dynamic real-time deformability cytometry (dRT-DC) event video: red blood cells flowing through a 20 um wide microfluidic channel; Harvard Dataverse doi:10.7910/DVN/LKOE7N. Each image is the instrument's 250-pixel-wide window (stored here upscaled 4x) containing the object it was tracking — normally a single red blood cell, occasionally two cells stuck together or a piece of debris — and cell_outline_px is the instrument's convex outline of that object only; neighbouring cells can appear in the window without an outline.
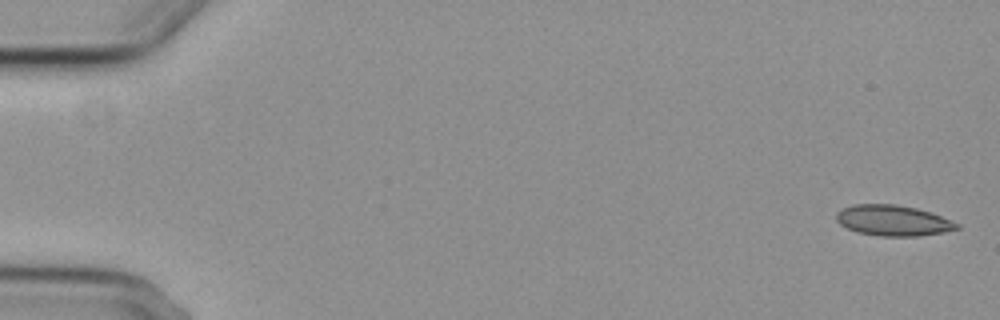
{"species": "common noctule bat (a hibernating species)", "species_latin": "Nyctalus noctula", "temperature_condition": "cold", "stored_images_in_passage": 7, "camera_frame_rate_fps": 3000, "um_per_image_px": 0.085, "animal": {"sex": "female", "body_mass_g": 29.2, "forearm_length_mm": 56.3}, "frame": {"image": 1, "passage_image": 1, "time_ms": 0.0, "image_size_px": [1000, 320], "cell_outline_px": [[960, 228], [944, 232], [920, 236], [880, 236], [856, 232], [840, 224], [836, 220], [836, 212], [844, 208], [856, 204], [896, 204], [916, 208], [932, 212], [960, 224]], "centroid_in_image_um": [75.93, 18.74], "position_along_channel_um": 9.1, "area_um2": 21.62}}
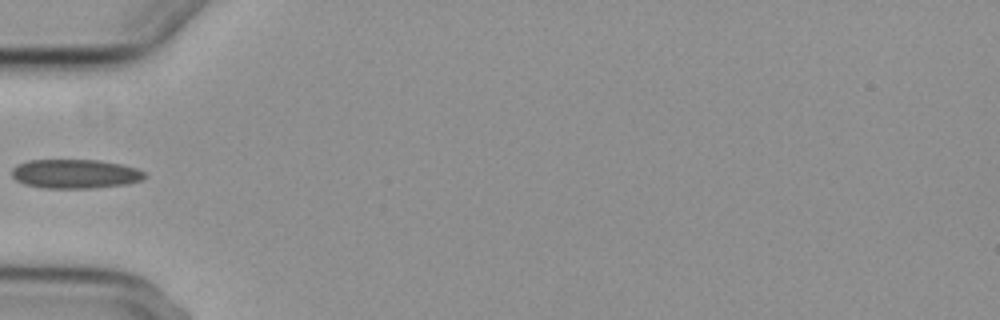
{"frame": {"image": 2, "passage_image": 6, "time_ms": 6.0, "image_size_px": [1000, 320], "cell_outline_px": [[148, 176], [144, 180], [128, 184], [92, 188], [44, 188], [24, 184], [16, 180], [12, 176], [12, 168], [16, 164], [28, 160], [100, 160], [120, 164], [136, 168], [144, 172]], "centroid_in_image_um": [6.4, 14.78], "position_along_channel_um": 78.6, "area_um2": 22.77}}
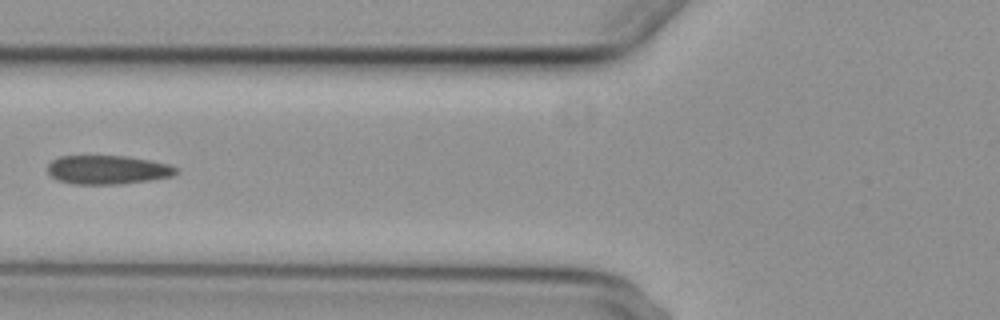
{"frame": {"image": 3, "passage_image": 7, "time_ms": 7.0, "image_size_px": [1000, 320], "cell_outline_px": [[180, 172], [172, 176], [148, 180], [120, 184], [72, 184], [56, 180], [48, 172], [48, 164], [52, 160], [60, 156], [128, 156], [168, 164], [180, 168]], "centroid_in_image_um": [9.16, 14.43], "position_along_channel_um": 116.6, "area_um2": 21.68}}